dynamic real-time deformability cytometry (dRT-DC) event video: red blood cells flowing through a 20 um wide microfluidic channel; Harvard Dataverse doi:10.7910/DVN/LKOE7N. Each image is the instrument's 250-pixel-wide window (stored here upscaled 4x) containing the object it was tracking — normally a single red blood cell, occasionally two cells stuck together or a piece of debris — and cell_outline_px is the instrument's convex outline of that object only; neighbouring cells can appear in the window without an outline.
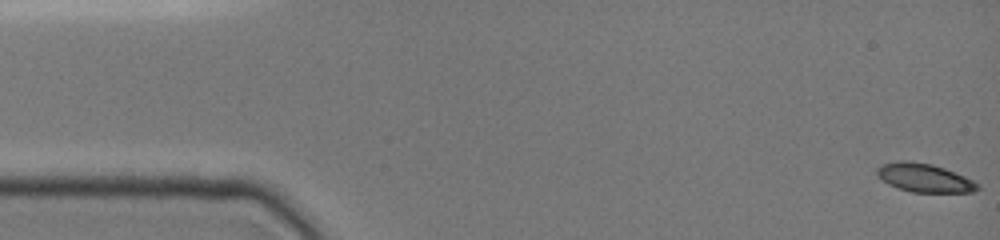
{"species": "common noctule bat (a hibernating species)", "species_latin": "Nyctalus noctula", "temperature_condition": "cold", "stored_images_in_passage": 81, "camera_frame_rate_fps": 3000, "um_per_image_px": 0.085, "animal": {"sex": "female", "body_mass_g": 19.0, "forearm_length_mm": 51.5}, "frame": {"image": 1, "passage_image": 1, "time_ms": 0.0, "image_size_px": [1000, 240], "cell_outline_px": [[980, 188], [972, 192], [912, 192], [896, 188], [888, 184], [876, 172], [876, 168], [880, 164], [896, 160], [904, 160], [932, 164], [944, 168], [964, 176], [980, 184]], "centroid_in_image_um": [78.55, 15.11], "position_along_channel_um": 6.4, "area_um2": 16.76}}
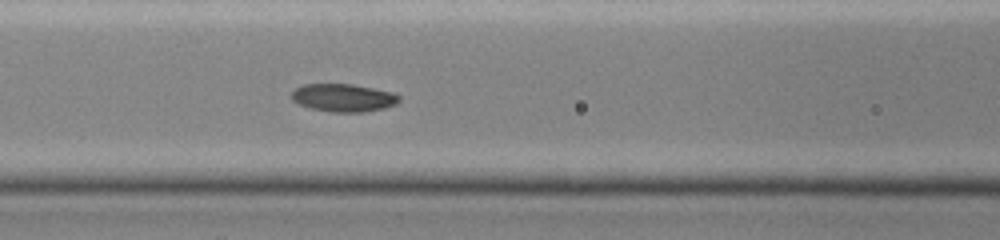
{"frame": {"image": 2, "passage_image": 41, "time_ms": 6.667, "image_size_px": [1000, 240], "cell_outline_px": [[400, 100], [396, 104], [384, 108], [360, 112], [332, 112], [308, 108], [292, 100], [292, 92], [296, 88], [304, 84], [352, 84], [392, 92], [400, 96]], "centroid_in_image_um": [29.18, 8.31], "position_along_channel_um": 137.4, "area_um2": 17.4}}
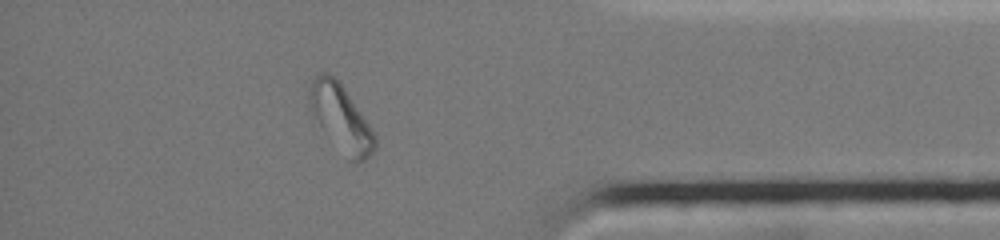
{"frame": {"image": 3, "passage_image": 71, "time_ms": 14.0, "image_size_px": [1000, 240], "cell_outline_px": [[376, 148], [364, 160], [356, 164], [324, 132], [308, 108], [308, 92], [312, 80], [320, 72], [328, 72], [344, 88], [364, 116], [372, 128], [376, 136]], "centroid_in_image_um": [28.96, 10.0], "position_along_channel_um": 406.2, "area_um2": 24.91}, "authors_computed_cell_mechanics": {"area_um2": 17.5134, "velocity_mm_per_s": 3.8638, "shape_relaxation_time_tau1_ms": 4.8181, "shape_relaxation_time_tau2_ms": 6.7635, "deformation_change_tau1": 0.1415, "deformation_change_tau2": 0.1206}}